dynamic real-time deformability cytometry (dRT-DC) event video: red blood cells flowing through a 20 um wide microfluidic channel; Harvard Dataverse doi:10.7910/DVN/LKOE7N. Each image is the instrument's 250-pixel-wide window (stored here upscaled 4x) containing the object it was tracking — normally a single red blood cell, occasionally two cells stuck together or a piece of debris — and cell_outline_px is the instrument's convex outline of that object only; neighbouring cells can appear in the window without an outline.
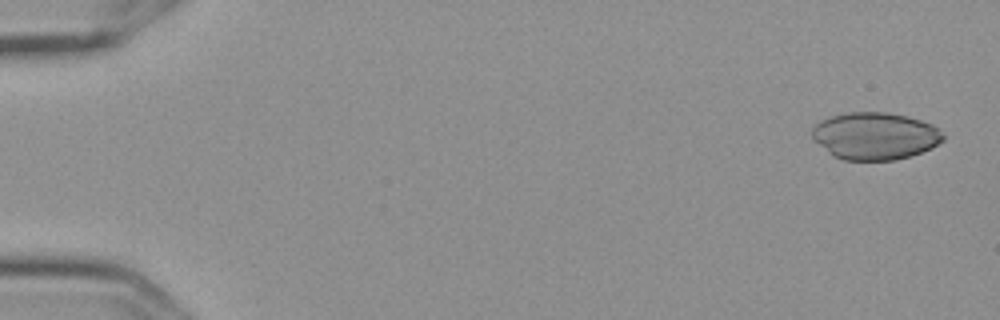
{"species": "Egyptian fruit bat (a non-hibernating species)", "species_latin": "Rousettus aegyptiacus", "temperature_condition": "cold", "stored_images_in_passage": 5, "camera_frame_rate_fps": 3000, "um_per_image_px": 0.085, "frame": {"image": 1, "passage_image": 1, "time_ms": 0.0, "image_size_px": [1000, 320], "cell_outline_px": [[944, 140], [932, 148], [896, 160], [844, 160], [832, 156], [812, 140], [812, 128], [820, 120], [832, 116], [848, 112], [884, 112], [908, 116], [932, 124], [944, 136]], "centroid_in_image_um": [74.34, 11.56], "position_along_channel_um": 10.7, "area_um2": 36.18}}